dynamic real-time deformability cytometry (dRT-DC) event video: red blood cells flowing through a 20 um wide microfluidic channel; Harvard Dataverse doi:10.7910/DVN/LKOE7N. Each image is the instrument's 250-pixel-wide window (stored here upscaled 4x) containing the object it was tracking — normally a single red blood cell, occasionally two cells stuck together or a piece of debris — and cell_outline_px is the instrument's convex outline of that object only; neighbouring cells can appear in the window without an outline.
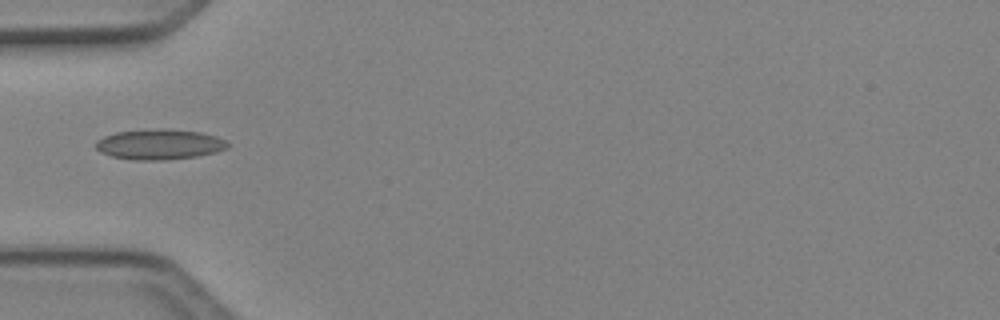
{"species": "Egyptian fruit bat (a non-hibernating species)", "species_latin": "Rousettus aegyptiacus", "temperature_condition": "cold", "stored_images_in_passage": 21, "camera_frame_rate_fps": 3000, "um_per_image_px": 0.085, "animal": {"sex": "female"}, "frame": {"image": 1, "passage_image": 1, "time_ms": 0.0, "image_size_px": [1000, 320], "cell_outline_px": [[228, 148], [216, 152], [196, 156], [160, 160], [136, 160], [112, 156], [100, 152], [96, 148], [96, 140], [104, 136], [116, 132], [156, 128], [164, 128], [200, 132], [216, 136], [224, 140], [228, 144]], "centroid_in_image_um": [13.54, 12.26], "position_along_channel_um": 71.5, "area_um2": 23.24}, "authors_computed_cell_mechanics": {"area_um2": 24.2182, "velocity_mm_per_s": 4.0898, "shape_relaxation_time_tau1_ms": 6.4339, "shape_relaxation_time_tau2_ms": 4.4702, "deformation_change_tau1": 0.1414, "deformation_change_tau2": 0.1668}}